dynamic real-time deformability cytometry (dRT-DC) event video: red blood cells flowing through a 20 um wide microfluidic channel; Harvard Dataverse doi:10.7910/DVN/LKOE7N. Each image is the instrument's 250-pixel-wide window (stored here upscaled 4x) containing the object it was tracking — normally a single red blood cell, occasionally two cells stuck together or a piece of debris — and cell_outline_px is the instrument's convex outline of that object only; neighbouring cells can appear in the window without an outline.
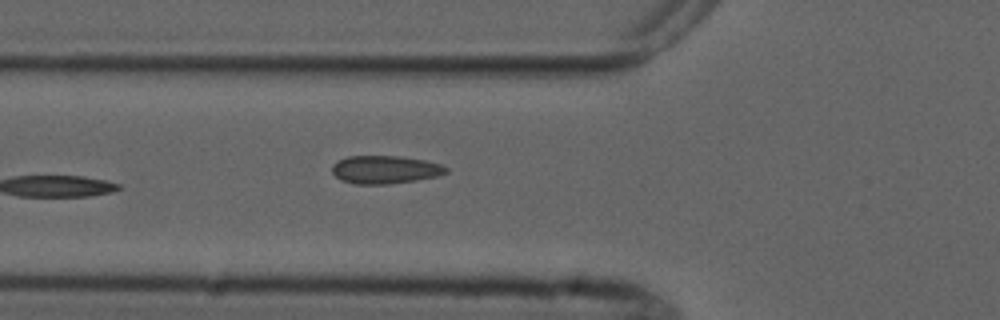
{"species": "common noctule bat (a hibernating species)", "species_latin": "Nyctalus noctula", "temperature_condition": "cold", "stored_images_in_passage": 6, "camera_frame_rate_fps": 3000, "um_per_image_px": 0.085, "animal": {"sex": "male", "forearm_length_mm": 52.5}, "frame": {"image": 1, "passage_image": 6, "time_ms": 6.0, "image_size_px": [1000, 320], "cell_outline_px": [[448, 172], [436, 176], [416, 180], [388, 184], [356, 184], [340, 180], [332, 172], [332, 164], [336, 160], [348, 156], [400, 156], [424, 160], [440, 164], [448, 168]], "centroid_in_image_um": [32.69, 14.41], "position_along_channel_um": 93.1, "area_um2": 18.67}}